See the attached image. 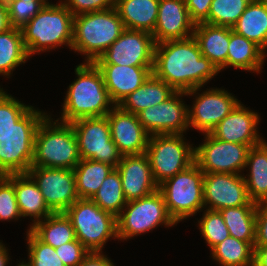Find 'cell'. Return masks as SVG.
<instances>
[{
	"instance_id": "23",
	"label": "cell",
	"mask_w": 267,
	"mask_h": 266,
	"mask_svg": "<svg viewBox=\"0 0 267 266\" xmlns=\"http://www.w3.org/2000/svg\"><path fill=\"white\" fill-rule=\"evenodd\" d=\"M13 185L16 200L22 217H33V224L51 215L44 197L37 184L27 174H10L5 176Z\"/></svg>"
},
{
	"instance_id": "28",
	"label": "cell",
	"mask_w": 267,
	"mask_h": 266,
	"mask_svg": "<svg viewBox=\"0 0 267 266\" xmlns=\"http://www.w3.org/2000/svg\"><path fill=\"white\" fill-rule=\"evenodd\" d=\"M232 30L258 45L264 52L267 48V1L252 0Z\"/></svg>"
},
{
	"instance_id": "48",
	"label": "cell",
	"mask_w": 267,
	"mask_h": 266,
	"mask_svg": "<svg viewBox=\"0 0 267 266\" xmlns=\"http://www.w3.org/2000/svg\"><path fill=\"white\" fill-rule=\"evenodd\" d=\"M8 7L0 0V33L10 29Z\"/></svg>"
},
{
	"instance_id": "7",
	"label": "cell",
	"mask_w": 267,
	"mask_h": 266,
	"mask_svg": "<svg viewBox=\"0 0 267 266\" xmlns=\"http://www.w3.org/2000/svg\"><path fill=\"white\" fill-rule=\"evenodd\" d=\"M75 237L89 252H101L109 238L117 237L116 217L92 199L79 198L65 212Z\"/></svg>"
},
{
	"instance_id": "51",
	"label": "cell",
	"mask_w": 267,
	"mask_h": 266,
	"mask_svg": "<svg viewBox=\"0 0 267 266\" xmlns=\"http://www.w3.org/2000/svg\"><path fill=\"white\" fill-rule=\"evenodd\" d=\"M18 266H32V264L29 261H28V263H24V261H23L20 264H18Z\"/></svg>"
},
{
	"instance_id": "19",
	"label": "cell",
	"mask_w": 267,
	"mask_h": 266,
	"mask_svg": "<svg viewBox=\"0 0 267 266\" xmlns=\"http://www.w3.org/2000/svg\"><path fill=\"white\" fill-rule=\"evenodd\" d=\"M194 26L185 0H160L152 36L156 44L170 40H182L193 36Z\"/></svg>"
},
{
	"instance_id": "49",
	"label": "cell",
	"mask_w": 267,
	"mask_h": 266,
	"mask_svg": "<svg viewBox=\"0 0 267 266\" xmlns=\"http://www.w3.org/2000/svg\"><path fill=\"white\" fill-rule=\"evenodd\" d=\"M8 251L5 245L0 242V266H6L9 262Z\"/></svg>"
},
{
	"instance_id": "20",
	"label": "cell",
	"mask_w": 267,
	"mask_h": 266,
	"mask_svg": "<svg viewBox=\"0 0 267 266\" xmlns=\"http://www.w3.org/2000/svg\"><path fill=\"white\" fill-rule=\"evenodd\" d=\"M127 201L146 197L158 190L146 153L125 155L117 165Z\"/></svg>"
},
{
	"instance_id": "8",
	"label": "cell",
	"mask_w": 267,
	"mask_h": 266,
	"mask_svg": "<svg viewBox=\"0 0 267 266\" xmlns=\"http://www.w3.org/2000/svg\"><path fill=\"white\" fill-rule=\"evenodd\" d=\"M204 172L194 162L158 185L170 216L176 223L202 210Z\"/></svg>"
},
{
	"instance_id": "35",
	"label": "cell",
	"mask_w": 267,
	"mask_h": 266,
	"mask_svg": "<svg viewBox=\"0 0 267 266\" xmlns=\"http://www.w3.org/2000/svg\"><path fill=\"white\" fill-rule=\"evenodd\" d=\"M92 200L104 211L117 217L127 204L122 181L117 168H114L104 179Z\"/></svg>"
},
{
	"instance_id": "50",
	"label": "cell",
	"mask_w": 267,
	"mask_h": 266,
	"mask_svg": "<svg viewBox=\"0 0 267 266\" xmlns=\"http://www.w3.org/2000/svg\"><path fill=\"white\" fill-rule=\"evenodd\" d=\"M4 4L8 5L10 2H14V1H17V0H1ZM23 1H47V0H23Z\"/></svg>"
},
{
	"instance_id": "13",
	"label": "cell",
	"mask_w": 267,
	"mask_h": 266,
	"mask_svg": "<svg viewBox=\"0 0 267 266\" xmlns=\"http://www.w3.org/2000/svg\"><path fill=\"white\" fill-rule=\"evenodd\" d=\"M155 41L152 33L125 29L93 63L122 66H153Z\"/></svg>"
},
{
	"instance_id": "1",
	"label": "cell",
	"mask_w": 267,
	"mask_h": 266,
	"mask_svg": "<svg viewBox=\"0 0 267 266\" xmlns=\"http://www.w3.org/2000/svg\"><path fill=\"white\" fill-rule=\"evenodd\" d=\"M219 69L200 51L196 39L170 40L155 45L152 74L175 91L188 96L196 93L219 73Z\"/></svg>"
},
{
	"instance_id": "45",
	"label": "cell",
	"mask_w": 267,
	"mask_h": 266,
	"mask_svg": "<svg viewBox=\"0 0 267 266\" xmlns=\"http://www.w3.org/2000/svg\"><path fill=\"white\" fill-rule=\"evenodd\" d=\"M255 246H267V202L257 204Z\"/></svg>"
},
{
	"instance_id": "17",
	"label": "cell",
	"mask_w": 267,
	"mask_h": 266,
	"mask_svg": "<svg viewBox=\"0 0 267 266\" xmlns=\"http://www.w3.org/2000/svg\"><path fill=\"white\" fill-rule=\"evenodd\" d=\"M197 96L193 107L188 108L189 127L204 134L210 133L240 103L224 89H208Z\"/></svg>"
},
{
	"instance_id": "15",
	"label": "cell",
	"mask_w": 267,
	"mask_h": 266,
	"mask_svg": "<svg viewBox=\"0 0 267 266\" xmlns=\"http://www.w3.org/2000/svg\"><path fill=\"white\" fill-rule=\"evenodd\" d=\"M186 96L184 91H175L163 103L150 106L137 114L139 121L147 133L183 134L189 128L188 106L180 97Z\"/></svg>"
},
{
	"instance_id": "9",
	"label": "cell",
	"mask_w": 267,
	"mask_h": 266,
	"mask_svg": "<svg viewBox=\"0 0 267 266\" xmlns=\"http://www.w3.org/2000/svg\"><path fill=\"white\" fill-rule=\"evenodd\" d=\"M116 222L117 237L121 240L149 232L161 224L167 227L177 224L168 213L164 197L159 190L146 197L127 201L122 212L116 217Z\"/></svg>"
},
{
	"instance_id": "16",
	"label": "cell",
	"mask_w": 267,
	"mask_h": 266,
	"mask_svg": "<svg viewBox=\"0 0 267 266\" xmlns=\"http://www.w3.org/2000/svg\"><path fill=\"white\" fill-rule=\"evenodd\" d=\"M204 206L219 211L229 207L247 205L251 200L242 174L204 173Z\"/></svg>"
},
{
	"instance_id": "38",
	"label": "cell",
	"mask_w": 267,
	"mask_h": 266,
	"mask_svg": "<svg viewBox=\"0 0 267 266\" xmlns=\"http://www.w3.org/2000/svg\"><path fill=\"white\" fill-rule=\"evenodd\" d=\"M32 106H26L0 88V137L6 134Z\"/></svg>"
},
{
	"instance_id": "41",
	"label": "cell",
	"mask_w": 267,
	"mask_h": 266,
	"mask_svg": "<svg viewBox=\"0 0 267 266\" xmlns=\"http://www.w3.org/2000/svg\"><path fill=\"white\" fill-rule=\"evenodd\" d=\"M21 216L16 200L14 185L0 176V220H18Z\"/></svg>"
},
{
	"instance_id": "14",
	"label": "cell",
	"mask_w": 267,
	"mask_h": 266,
	"mask_svg": "<svg viewBox=\"0 0 267 266\" xmlns=\"http://www.w3.org/2000/svg\"><path fill=\"white\" fill-rule=\"evenodd\" d=\"M27 174L37 184L53 213L65 212L79 199L73 169L31 166Z\"/></svg>"
},
{
	"instance_id": "47",
	"label": "cell",
	"mask_w": 267,
	"mask_h": 266,
	"mask_svg": "<svg viewBox=\"0 0 267 266\" xmlns=\"http://www.w3.org/2000/svg\"><path fill=\"white\" fill-rule=\"evenodd\" d=\"M254 266H267V246H254Z\"/></svg>"
},
{
	"instance_id": "27",
	"label": "cell",
	"mask_w": 267,
	"mask_h": 266,
	"mask_svg": "<svg viewBox=\"0 0 267 266\" xmlns=\"http://www.w3.org/2000/svg\"><path fill=\"white\" fill-rule=\"evenodd\" d=\"M249 168H248V167ZM246 168L250 169L246 182L249 199L256 204L267 202V142L252 146L247 155Z\"/></svg>"
},
{
	"instance_id": "18",
	"label": "cell",
	"mask_w": 267,
	"mask_h": 266,
	"mask_svg": "<svg viewBox=\"0 0 267 266\" xmlns=\"http://www.w3.org/2000/svg\"><path fill=\"white\" fill-rule=\"evenodd\" d=\"M106 116L110 125L111 139L123 156L146 153L150 135L136 114L115 105Z\"/></svg>"
},
{
	"instance_id": "31",
	"label": "cell",
	"mask_w": 267,
	"mask_h": 266,
	"mask_svg": "<svg viewBox=\"0 0 267 266\" xmlns=\"http://www.w3.org/2000/svg\"><path fill=\"white\" fill-rule=\"evenodd\" d=\"M228 227L230 236L245 241L256 240L257 204L250 201L247 205L219 210Z\"/></svg>"
},
{
	"instance_id": "46",
	"label": "cell",
	"mask_w": 267,
	"mask_h": 266,
	"mask_svg": "<svg viewBox=\"0 0 267 266\" xmlns=\"http://www.w3.org/2000/svg\"><path fill=\"white\" fill-rule=\"evenodd\" d=\"M79 266H114V263L107 256L103 255L102 251L101 253L89 252Z\"/></svg>"
},
{
	"instance_id": "39",
	"label": "cell",
	"mask_w": 267,
	"mask_h": 266,
	"mask_svg": "<svg viewBox=\"0 0 267 266\" xmlns=\"http://www.w3.org/2000/svg\"><path fill=\"white\" fill-rule=\"evenodd\" d=\"M27 233L28 258L32 266H65L55 248L40 241L29 229Z\"/></svg>"
},
{
	"instance_id": "42",
	"label": "cell",
	"mask_w": 267,
	"mask_h": 266,
	"mask_svg": "<svg viewBox=\"0 0 267 266\" xmlns=\"http://www.w3.org/2000/svg\"><path fill=\"white\" fill-rule=\"evenodd\" d=\"M55 251L65 266H79L89 253L77 239L60 245Z\"/></svg>"
},
{
	"instance_id": "5",
	"label": "cell",
	"mask_w": 267,
	"mask_h": 266,
	"mask_svg": "<svg viewBox=\"0 0 267 266\" xmlns=\"http://www.w3.org/2000/svg\"><path fill=\"white\" fill-rule=\"evenodd\" d=\"M74 15L60 4L45 5L21 28L28 56L61 45L72 47Z\"/></svg>"
},
{
	"instance_id": "10",
	"label": "cell",
	"mask_w": 267,
	"mask_h": 266,
	"mask_svg": "<svg viewBox=\"0 0 267 266\" xmlns=\"http://www.w3.org/2000/svg\"><path fill=\"white\" fill-rule=\"evenodd\" d=\"M183 136V134H158L149 137L146 154L154 181L158 185L195 162V148L186 143Z\"/></svg>"
},
{
	"instance_id": "4",
	"label": "cell",
	"mask_w": 267,
	"mask_h": 266,
	"mask_svg": "<svg viewBox=\"0 0 267 266\" xmlns=\"http://www.w3.org/2000/svg\"><path fill=\"white\" fill-rule=\"evenodd\" d=\"M50 119L47 115L37 128L31 166L74 169L81 158L73 127Z\"/></svg>"
},
{
	"instance_id": "30",
	"label": "cell",
	"mask_w": 267,
	"mask_h": 266,
	"mask_svg": "<svg viewBox=\"0 0 267 266\" xmlns=\"http://www.w3.org/2000/svg\"><path fill=\"white\" fill-rule=\"evenodd\" d=\"M30 231L43 243L57 248L76 239L70 219L64 212L52 213L30 225Z\"/></svg>"
},
{
	"instance_id": "40",
	"label": "cell",
	"mask_w": 267,
	"mask_h": 266,
	"mask_svg": "<svg viewBox=\"0 0 267 266\" xmlns=\"http://www.w3.org/2000/svg\"><path fill=\"white\" fill-rule=\"evenodd\" d=\"M47 4H49L47 1L17 0L10 2L7 7L11 27L21 29Z\"/></svg>"
},
{
	"instance_id": "33",
	"label": "cell",
	"mask_w": 267,
	"mask_h": 266,
	"mask_svg": "<svg viewBox=\"0 0 267 266\" xmlns=\"http://www.w3.org/2000/svg\"><path fill=\"white\" fill-rule=\"evenodd\" d=\"M28 56L20 28L11 27L0 33V74L10 76L11 72Z\"/></svg>"
},
{
	"instance_id": "37",
	"label": "cell",
	"mask_w": 267,
	"mask_h": 266,
	"mask_svg": "<svg viewBox=\"0 0 267 266\" xmlns=\"http://www.w3.org/2000/svg\"><path fill=\"white\" fill-rule=\"evenodd\" d=\"M198 223L200 232L211 250L230 236L228 227L219 211L206 208Z\"/></svg>"
},
{
	"instance_id": "34",
	"label": "cell",
	"mask_w": 267,
	"mask_h": 266,
	"mask_svg": "<svg viewBox=\"0 0 267 266\" xmlns=\"http://www.w3.org/2000/svg\"><path fill=\"white\" fill-rule=\"evenodd\" d=\"M255 242H245L232 236L217 244L211 254L221 266H254Z\"/></svg>"
},
{
	"instance_id": "11",
	"label": "cell",
	"mask_w": 267,
	"mask_h": 266,
	"mask_svg": "<svg viewBox=\"0 0 267 266\" xmlns=\"http://www.w3.org/2000/svg\"><path fill=\"white\" fill-rule=\"evenodd\" d=\"M81 159H90L117 167L123 155L111 139L107 116L80 118L71 122Z\"/></svg>"
},
{
	"instance_id": "43",
	"label": "cell",
	"mask_w": 267,
	"mask_h": 266,
	"mask_svg": "<svg viewBox=\"0 0 267 266\" xmlns=\"http://www.w3.org/2000/svg\"><path fill=\"white\" fill-rule=\"evenodd\" d=\"M67 1V2H66ZM61 2L74 16L114 8L116 0H66Z\"/></svg>"
},
{
	"instance_id": "3",
	"label": "cell",
	"mask_w": 267,
	"mask_h": 266,
	"mask_svg": "<svg viewBox=\"0 0 267 266\" xmlns=\"http://www.w3.org/2000/svg\"><path fill=\"white\" fill-rule=\"evenodd\" d=\"M125 30L117 9L88 12L73 18L72 47L86 55V62L93 63L111 46Z\"/></svg>"
},
{
	"instance_id": "24",
	"label": "cell",
	"mask_w": 267,
	"mask_h": 266,
	"mask_svg": "<svg viewBox=\"0 0 267 266\" xmlns=\"http://www.w3.org/2000/svg\"><path fill=\"white\" fill-rule=\"evenodd\" d=\"M193 37L200 51L218 69L227 62L229 45V27L199 23L194 26Z\"/></svg>"
},
{
	"instance_id": "2",
	"label": "cell",
	"mask_w": 267,
	"mask_h": 266,
	"mask_svg": "<svg viewBox=\"0 0 267 266\" xmlns=\"http://www.w3.org/2000/svg\"><path fill=\"white\" fill-rule=\"evenodd\" d=\"M78 78L69 85L63 112L59 119L71 123L80 118L104 117L115 106L104 84L103 76L94 63L86 62L75 68Z\"/></svg>"
},
{
	"instance_id": "32",
	"label": "cell",
	"mask_w": 267,
	"mask_h": 266,
	"mask_svg": "<svg viewBox=\"0 0 267 266\" xmlns=\"http://www.w3.org/2000/svg\"><path fill=\"white\" fill-rule=\"evenodd\" d=\"M113 166L90 159H81L73 169L79 198L92 199Z\"/></svg>"
},
{
	"instance_id": "44",
	"label": "cell",
	"mask_w": 267,
	"mask_h": 266,
	"mask_svg": "<svg viewBox=\"0 0 267 266\" xmlns=\"http://www.w3.org/2000/svg\"><path fill=\"white\" fill-rule=\"evenodd\" d=\"M211 2L212 0H185L190 19L195 25L208 19Z\"/></svg>"
},
{
	"instance_id": "36",
	"label": "cell",
	"mask_w": 267,
	"mask_h": 266,
	"mask_svg": "<svg viewBox=\"0 0 267 266\" xmlns=\"http://www.w3.org/2000/svg\"><path fill=\"white\" fill-rule=\"evenodd\" d=\"M251 2L252 0H212L208 19L204 23L232 28Z\"/></svg>"
},
{
	"instance_id": "21",
	"label": "cell",
	"mask_w": 267,
	"mask_h": 266,
	"mask_svg": "<svg viewBox=\"0 0 267 266\" xmlns=\"http://www.w3.org/2000/svg\"><path fill=\"white\" fill-rule=\"evenodd\" d=\"M242 105L239 103L213 128L210 134L219 140L245 144L250 147L264 141L256 130L260 119L259 115Z\"/></svg>"
},
{
	"instance_id": "26",
	"label": "cell",
	"mask_w": 267,
	"mask_h": 266,
	"mask_svg": "<svg viewBox=\"0 0 267 266\" xmlns=\"http://www.w3.org/2000/svg\"><path fill=\"white\" fill-rule=\"evenodd\" d=\"M160 0H116L115 8L125 29L153 33Z\"/></svg>"
},
{
	"instance_id": "29",
	"label": "cell",
	"mask_w": 267,
	"mask_h": 266,
	"mask_svg": "<svg viewBox=\"0 0 267 266\" xmlns=\"http://www.w3.org/2000/svg\"><path fill=\"white\" fill-rule=\"evenodd\" d=\"M175 90L165 81L158 79L153 74L138 87L133 93H130L119 106L130 113L138 114L142 110L163 103Z\"/></svg>"
},
{
	"instance_id": "22",
	"label": "cell",
	"mask_w": 267,
	"mask_h": 266,
	"mask_svg": "<svg viewBox=\"0 0 267 266\" xmlns=\"http://www.w3.org/2000/svg\"><path fill=\"white\" fill-rule=\"evenodd\" d=\"M114 105H119L130 93L140 87L152 74L153 66H122L95 64Z\"/></svg>"
},
{
	"instance_id": "6",
	"label": "cell",
	"mask_w": 267,
	"mask_h": 266,
	"mask_svg": "<svg viewBox=\"0 0 267 266\" xmlns=\"http://www.w3.org/2000/svg\"><path fill=\"white\" fill-rule=\"evenodd\" d=\"M46 116L32 107L0 137V176L28 172L33 160L36 131Z\"/></svg>"
},
{
	"instance_id": "12",
	"label": "cell",
	"mask_w": 267,
	"mask_h": 266,
	"mask_svg": "<svg viewBox=\"0 0 267 266\" xmlns=\"http://www.w3.org/2000/svg\"><path fill=\"white\" fill-rule=\"evenodd\" d=\"M205 142L195 146V163L204 173L240 174L246 168L249 145L226 142L205 133Z\"/></svg>"
},
{
	"instance_id": "25",
	"label": "cell",
	"mask_w": 267,
	"mask_h": 266,
	"mask_svg": "<svg viewBox=\"0 0 267 266\" xmlns=\"http://www.w3.org/2000/svg\"><path fill=\"white\" fill-rule=\"evenodd\" d=\"M265 53L266 52L254 42L235 33L232 28L229 27L227 62L219 70L221 71L225 69V67L233 66L236 69L259 73L262 64H264V58H266Z\"/></svg>"
}]
</instances>
